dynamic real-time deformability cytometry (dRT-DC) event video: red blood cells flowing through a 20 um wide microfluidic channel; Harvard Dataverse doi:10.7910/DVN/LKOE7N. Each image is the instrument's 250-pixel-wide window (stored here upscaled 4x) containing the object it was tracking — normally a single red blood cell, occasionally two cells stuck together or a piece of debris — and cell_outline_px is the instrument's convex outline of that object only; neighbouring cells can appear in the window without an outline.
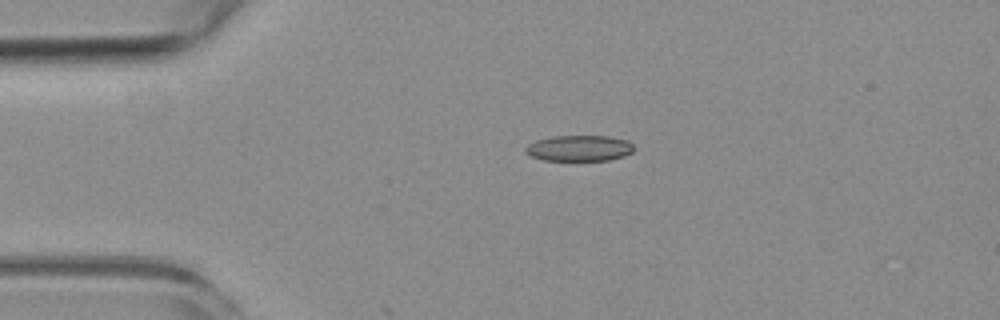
{"species": "common noctule bat (a hibernating species)", "species_latin": "Nyctalus noctula", "temperature_condition": "room temperature", "stored_images_in_passage": 4, "camera_frame_rate_fps": 3000, "um_per_image_px": 0.085, "animal": {"sex": "female", "body_mass_g": 19.3, "forearm_length_mm": 54.1}, "frame": {"image": 1, "passage_image": 3, "time_ms": 3.0, "image_size_px": [1000, 320], "cell_outline_px": [[636, 148], [632, 152], [624, 156], [608, 160], [544, 160], [532, 156], [524, 148], [528, 144], [536, 140], [552, 136], [608, 136], [628, 140]], "centroid_in_image_um": [49.28, 12.59], "position_along_channel_um": 35.7, "area_um2": 16.3}}